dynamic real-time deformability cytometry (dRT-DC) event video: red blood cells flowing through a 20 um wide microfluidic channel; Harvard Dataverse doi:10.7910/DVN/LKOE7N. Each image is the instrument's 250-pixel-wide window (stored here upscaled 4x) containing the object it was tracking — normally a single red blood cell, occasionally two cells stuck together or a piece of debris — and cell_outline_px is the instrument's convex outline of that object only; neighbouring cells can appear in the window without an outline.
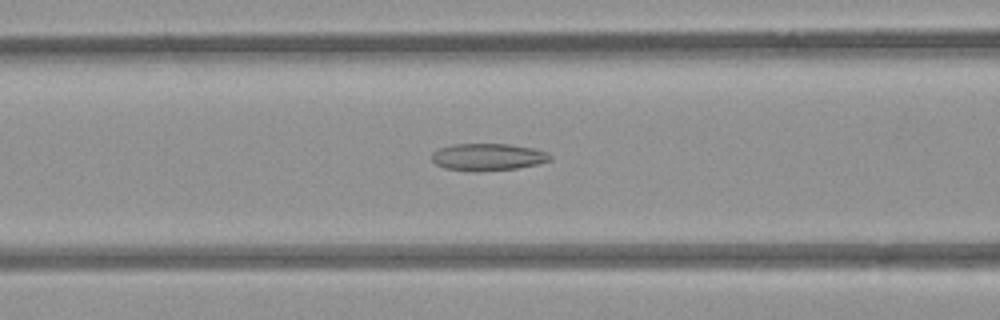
{"species": "common noctule bat (a hibernating species)", "species_latin": "Nyctalus noctula", "temperature_condition": "room temperature", "stored_images_in_passage": 50, "camera_frame_rate_fps": 3000, "um_per_image_px": 0.085, "animal": {"sex": "female", "body_mass_g": 21.9}, "frame": {"image": 1, "passage_image": 19, "time_ms": 6.0, "image_size_px": [1000, 320], "cell_outline_px": [[552, 160], [540, 164], [516, 168], [476, 172], [444, 168], [436, 164], [432, 160], [432, 152], [440, 148], [452, 144], [508, 144], [532, 148], [548, 152], [552, 156]], "centroid_in_image_um": [41.49, 13.35], "position_along_channel_um": 125.1, "area_um2": 18.84}}
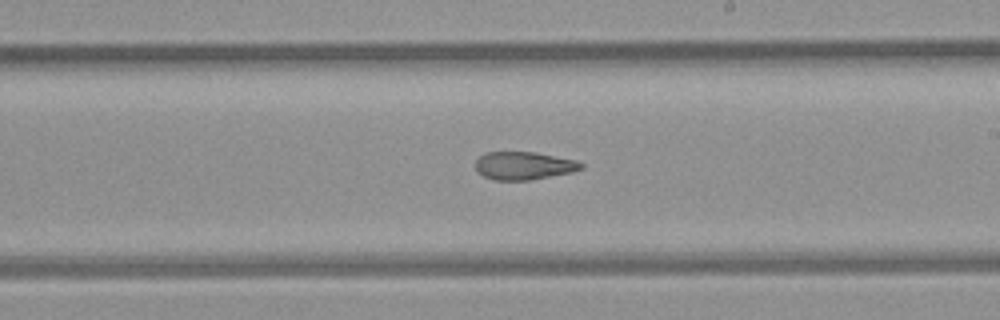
{"frame": {"image": 2, "passage_image": 28, "time_ms": 9.0, "image_size_px": [1000, 320], "cell_outline_px": [[584, 168], [572, 172], [532, 180], [492, 180], [476, 172], [476, 160], [484, 152], [536, 152], [576, 160], [584, 164]], "centroid_in_image_um": [44.52, 14.08], "position_along_channel_um": 244.5, "area_um2": 17.4}}
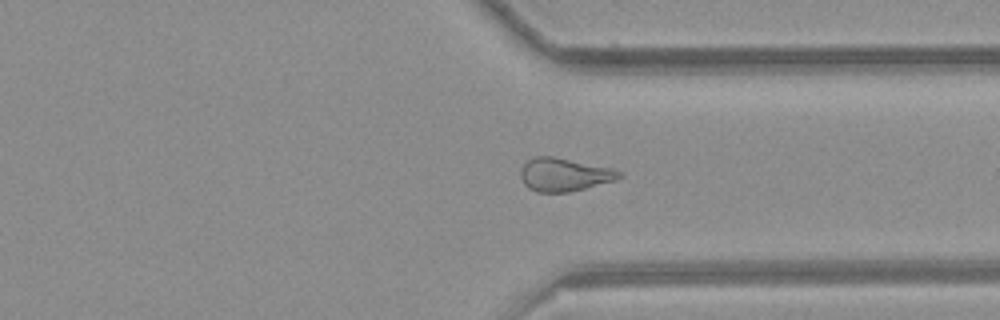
{"frame": {"image": 3, "passage_image": 37, "time_ms": 12.0, "image_size_px": [1000, 320], "cell_outline_px": [[624, 176], [616, 180], [568, 192], [536, 192], [528, 188], [524, 184], [520, 176], [520, 168], [532, 156], [552, 156], [612, 168], [624, 172]], "centroid_in_image_um": [47.95, 14.84], "position_along_channel_um": 363.4, "area_um2": 19.19}, "authors_computed_cell_mechanics": {"area_um2": 19.8832, "velocity_mm_per_s": 3.9747, "shape_relaxation_time_tau1_ms": null, "shape_relaxation_time_tau2_ms": 5.3711, "deformation_change_tau1": null, "deformation_change_tau2": 0.1507}}